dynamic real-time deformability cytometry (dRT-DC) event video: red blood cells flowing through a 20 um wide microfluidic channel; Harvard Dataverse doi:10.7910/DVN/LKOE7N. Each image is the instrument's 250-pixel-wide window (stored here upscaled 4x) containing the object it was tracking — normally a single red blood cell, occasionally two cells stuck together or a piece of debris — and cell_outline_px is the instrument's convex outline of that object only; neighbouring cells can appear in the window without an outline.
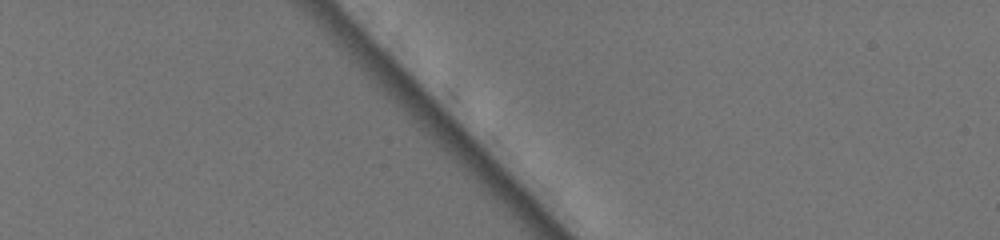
{"species": "common noctule bat (a hibernating species)", "species_latin": "Nyctalus noctula", "temperature_condition": "warm", "stored_images_in_passage": 3, "camera_frame_rate_fps": 3000, "um_per_image_px": 0.085, "animal": {"sex": "female", "body_mass_g": 19.5, "forearm_length_mm": 54.1}, "frame": {"image": 1, "passage_image": 2, "time_ms": 0.333, "image_size_px": [1000, 240], "cell_outline_px": [[596, 132], [588, 128], [560, 96], [544, 72], [548, 68], [568, 72], [592, 96], [596, 116]], "centroid_in_image_um": [48.8, 8.17], "position_along_channel_um": 36.2, "area_um2": 10.12}}